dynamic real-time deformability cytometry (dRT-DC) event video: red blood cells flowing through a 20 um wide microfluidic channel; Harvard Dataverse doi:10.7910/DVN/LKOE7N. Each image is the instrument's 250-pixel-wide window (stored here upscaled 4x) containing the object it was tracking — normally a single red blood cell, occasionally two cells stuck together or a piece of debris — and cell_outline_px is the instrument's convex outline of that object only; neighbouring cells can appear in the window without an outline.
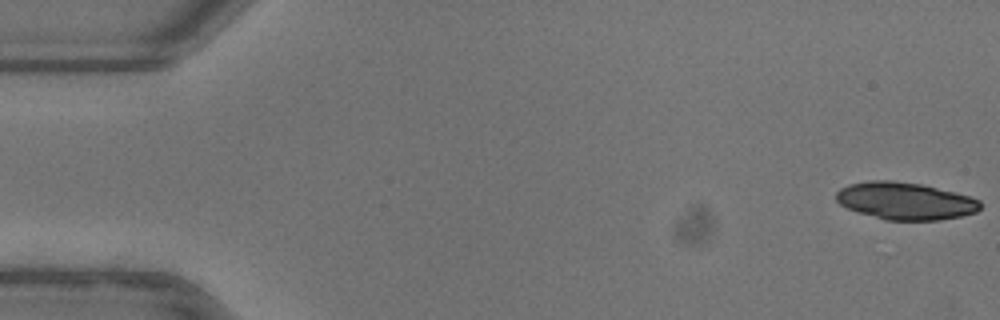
{"species": "common noctule bat (a hibernating species)", "species_latin": "Nyctalus noctula", "temperature_condition": "warm", "stored_images_in_passage": 32, "camera_frame_rate_fps": 3000, "um_per_image_px": 0.085, "animal": {"sex": "female"}, "frame": {"image": 1, "passage_image": 1, "time_ms": 0.0, "image_size_px": [1000, 320], "cell_outline_px": [[980, 208], [976, 212], [960, 216], [940, 220], [884, 220], [856, 212], [840, 204], [836, 200], [836, 192], [840, 188], [848, 184], [868, 180], [892, 180], [920, 184], [956, 192], [980, 200]], "centroid_in_image_um": [76.91, 17.08], "position_along_channel_um": 8.1, "area_um2": 31.44}}
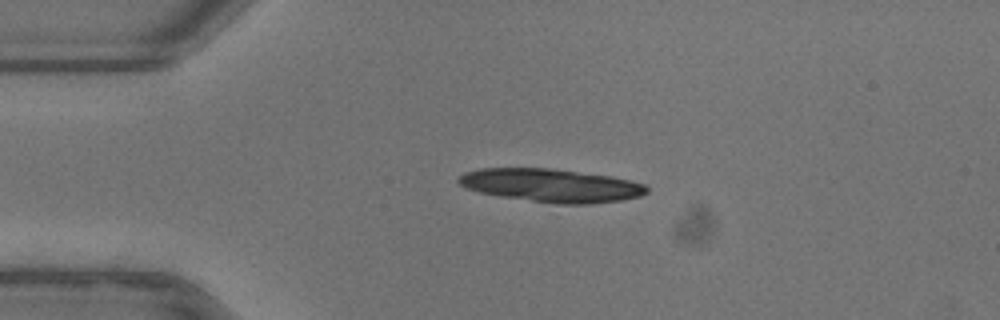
{"frame": {"image": 2, "passage_image": 12, "time_ms": 3.667, "image_size_px": [1000, 320], "cell_outline_px": [[648, 192], [640, 196], [620, 200], [588, 204], [556, 204], [500, 196], [480, 192], [464, 188], [456, 180], [464, 172], [480, 168], [548, 168], [612, 176], [632, 180], [644, 184], [648, 188]], "centroid_in_image_um": [46.84, 15.76], "position_along_channel_um": 38.2, "area_um2": 36.47}}